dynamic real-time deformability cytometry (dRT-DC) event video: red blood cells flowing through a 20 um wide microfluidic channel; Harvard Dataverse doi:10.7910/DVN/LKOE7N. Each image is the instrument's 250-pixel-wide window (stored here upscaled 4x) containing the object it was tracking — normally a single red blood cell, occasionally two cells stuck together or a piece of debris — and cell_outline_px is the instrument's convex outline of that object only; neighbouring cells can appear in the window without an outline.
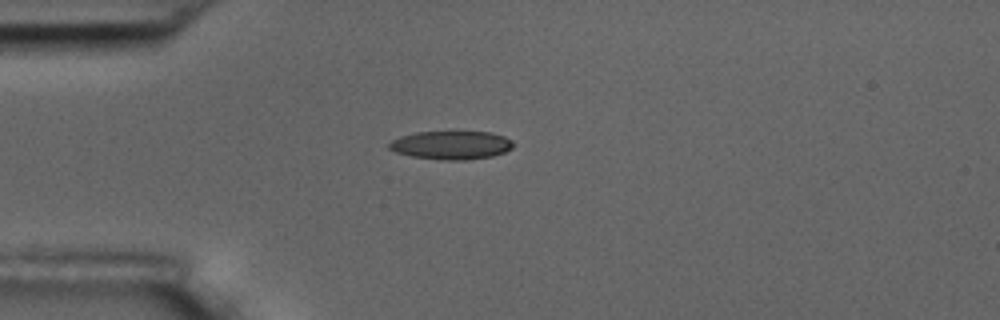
{"species": "common noctule bat (a hibernating species)", "species_latin": "Nyctalus noctula", "temperature_condition": "room temperature", "stored_images_in_passage": 12, "camera_frame_rate_fps": 3000, "um_per_image_px": 0.085, "animal": {"sex": "male", "body_mass_g": 17.5, "forearm_length_mm": 52.3}, "frame": {"image": 1, "passage_image": 1, "time_ms": 0.0, "image_size_px": [1000, 320], "cell_outline_px": [[516, 144], [512, 148], [504, 152], [492, 156], [464, 160], [444, 160], [412, 156], [396, 152], [388, 148], [388, 144], [392, 140], [400, 136], [416, 132], [492, 132], [504, 136], [512, 140]], "centroid_in_image_um": [38.38, 12.33], "position_along_channel_um": 46.6, "area_um2": 20.58}}
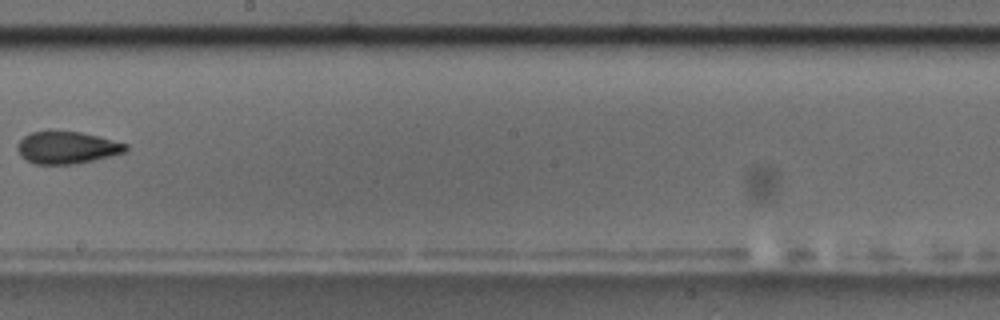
{"frame": {"image": 2, "passage_image": 6, "time_ms": 6.0, "image_size_px": [1000, 320], "cell_outline_px": [[128, 148], [124, 152], [76, 164], [36, 164], [24, 160], [20, 156], [16, 148], [16, 144], [24, 136], [32, 132], [80, 132], [128, 144]], "centroid_in_image_um": [5.63, 12.56], "position_along_channel_um": 242.6, "area_um2": 20.06}}
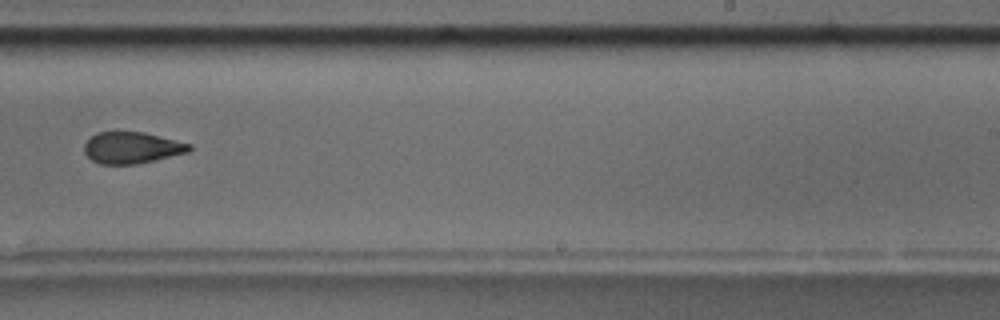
{"frame": {"image": 3, "passage_image": 7, "time_ms": 7.0, "image_size_px": [1000, 320], "cell_outline_px": [[192, 148], [188, 152], [136, 164], [100, 164], [92, 160], [84, 152], [84, 144], [96, 132], [144, 132], [192, 144]], "centroid_in_image_um": [11.2, 12.55], "position_along_channel_um": 277.8, "area_um2": 19.13}, "authors_computed_cell_mechanics": {"area_um2": 20.3745, "velocity_mm_per_s": 3.5417, "shape_relaxation_time_tau1_ms": null, "shape_relaxation_time_tau2_ms": 3.1349, "deformation_change_tau1": null, "deformation_change_tau2": 0.1033}}